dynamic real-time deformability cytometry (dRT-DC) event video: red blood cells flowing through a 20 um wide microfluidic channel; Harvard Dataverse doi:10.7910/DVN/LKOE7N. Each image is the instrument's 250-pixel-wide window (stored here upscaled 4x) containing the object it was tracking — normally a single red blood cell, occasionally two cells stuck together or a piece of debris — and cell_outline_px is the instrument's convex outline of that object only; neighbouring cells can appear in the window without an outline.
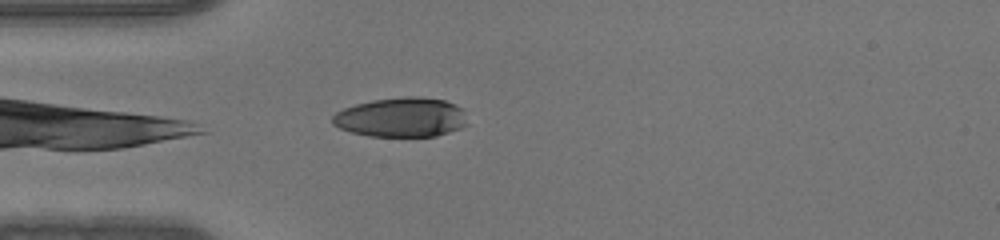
{"species": "human", "species_latin": "Homo sapiens", "temperature_condition": "warm", "stored_images_in_passage": 38, "camera_frame_rate_fps": 3000, "um_per_image_px": 0.085, "donor": {"sex": "male"}, "frame": {"image": 1, "passage_image": 2, "time_ms": 0.333, "image_size_px": [1000, 240], "cell_outline_px": [[468, 124], [460, 128], [436, 136], [368, 136], [352, 132], [340, 128], [332, 124], [332, 116], [336, 112], [344, 108], [356, 104], [372, 100], [404, 96], [416, 96], [444, 100], [456, 104], [464, 108]], "centroid_in_image_um": [34.13, 9.96], "position_along_channel_um": 50.9, "area_um2": 31.27}}
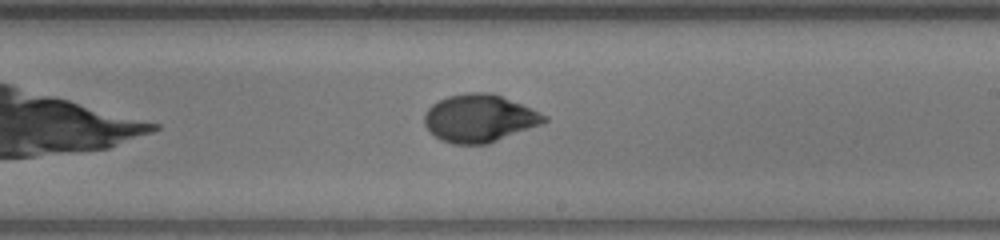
{"frame": {"image": 2, "passage_image": 17, "time_ms": 5.333, "image_size_px": [1000, 240], "cell_outline_px": [[548, 120], [540, 124], [488, 144], [452, 144], [440, 140], [424, 124], [424, 116], [428, 108], [432, 104], [448, 96], [464, 92], [492, 92], [532, 108], [548, 116]], "centroid_in_image_um": [40.75, 10.04], "position_along_channel_um": 248.3, "area_um2": 33.23}}
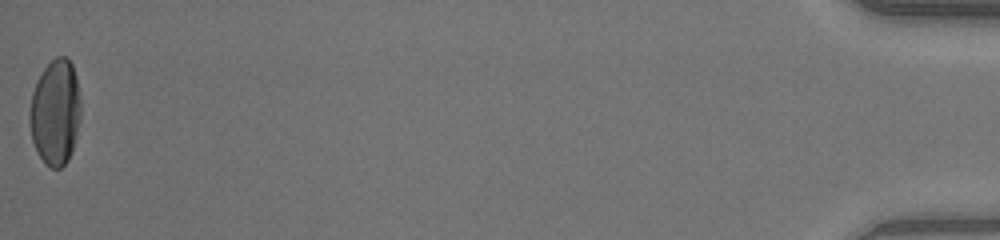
{"frame": {"image": 3, "passage_image": 38, "time_ms": 12.333, "image_size_px": [1000, 240], "cell_outline_px": [[80, 116], [72, 152], [68, 160], [60, 168], [52, 168], [44, 164], [32, 140], [28, 120], [28, 112], [32, 92], [44, 68], [56, 56], [64, 56], [72, 64], [76, 76], [80, 100]], "centroid_in_image_um": [4.69, 9.56], "position_along_channel_um": 430.5, "area_um2": 31.44}}